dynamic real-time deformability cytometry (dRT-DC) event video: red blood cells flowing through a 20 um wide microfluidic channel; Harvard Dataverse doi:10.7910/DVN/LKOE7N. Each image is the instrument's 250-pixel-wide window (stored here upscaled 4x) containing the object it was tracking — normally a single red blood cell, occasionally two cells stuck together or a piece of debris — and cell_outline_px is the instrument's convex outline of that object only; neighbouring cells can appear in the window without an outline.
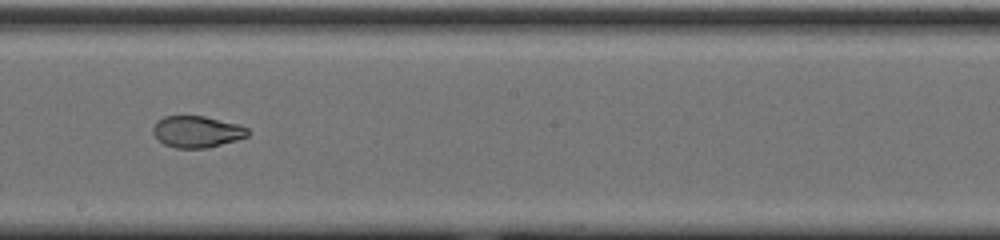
{"species": "common noctule bat (a hibernating species)", "species_latin": "Nyctalus noctula", "temperature_condition": "cold", "stored_images_in_passage": 35, "camera_frame_rate_fps": 3000, "um_per_image_px": 0.085, "animal": {"sex": "male", "body_mass_g": 20.0, "forearm_length_mm": 53.3}, "frame": {"image": 1, "passage_image": 16, "time_ms": 5.0, "image_size_px": [1000, 240], "cell_outline_px": [[248, 136], [236, 140], [208, 148], [176, 148], [164, 144], [152, 132], [152, 128], [156, 120], [164, 116], [204, 116], [240, 124], [248, 128]], "centroid_in_image_um": [16.74, 11.18], "position_along_channel_um": 231.5, "area_um2": 17.51}, "authors_computed_cell_mechanics": {"area_um2": 18.785, "velocity_mm_per_s": 3.7074, "shape_relaxation_time_tau1_ms": null, "shape_relaxation_time_tau2_ms": 1.6157, "deformation_change_tau1": null, "deformation_change_tau2": 0.0598}}